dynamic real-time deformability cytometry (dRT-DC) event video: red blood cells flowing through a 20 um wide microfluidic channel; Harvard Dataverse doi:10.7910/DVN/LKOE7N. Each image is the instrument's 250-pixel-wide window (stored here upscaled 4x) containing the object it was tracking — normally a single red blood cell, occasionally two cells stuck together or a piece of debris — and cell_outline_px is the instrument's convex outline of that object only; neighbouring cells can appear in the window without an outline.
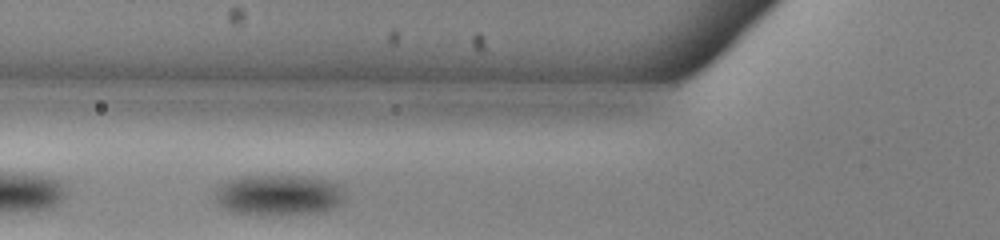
{"species": "common noctule bat (a hibernating species)", "species_latin": "Nyctalus noctula", "temperature_condition": "warm", "stored_images_in_passage": 46, "camera_frame_rate_fps": 3000, "um_per_image_px": 0.085, "animal": {"sex": "male", "body_mass_g": 13.0, "forearm_length_mm": 53.1}, "frame": {"image": 1, "passage_image": 16, "time_ms": 5.0, "image_size_px": [1000, 240], "cell_outline_px": [[344, 200], [340, 204], [324, 212], [236, 212], [224, 208], [216, 200], [220, 188], [224, 184], [232, 180], [244, 176], [296, 176], [324, 180], [336, 184]], "centroid_in_image_um": [23.72, 16.55], "position_along_channel_um": 102.1, "area_um2": 28.73}}
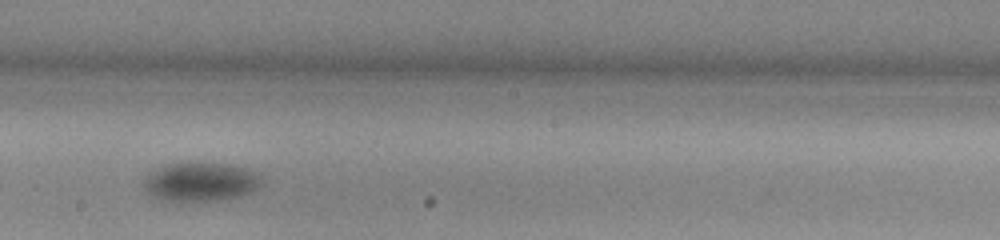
{"frame": {"image": 2, "passage_image": 26, "time_ms": 8.333, "image_size_px": [1000, 240], "cell_outline_px": [[264, 184], [240, 196], [216, 200], [164, 200], [148, 192], [144, 188], [144, 184], [148, 176], [160, 168], [168, 164], [192, 160], [224, 164], [248, 168], [260, 176], [264, 180]], "centroid_in_image_um": [17.12, 15.41], "position_along_channel_um": 231.1, "area_um2": 26.47}}
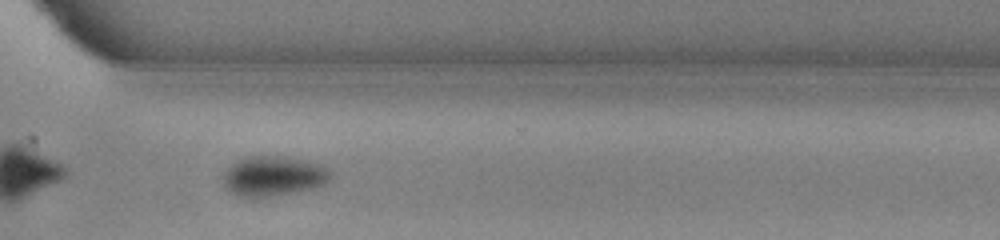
{"frame": {"image": 3, "passage_image": 35, "time_ms": 11.333, "image_size_px": [1000, 240], "cell_outline_px": [[332, 176], [324, 184], [312, 188], [292, 192], [268, 196], [240, 196], [232, 192], [224, 184], [224, 172], [236, 160], [244, 156], [284, 156], [320, 164], [328, 168], [332, 172]], "centroid_in_image_um": [23.25, 14.93], "position_along_channel_um": 347.3, "area_um2": 24.62}, "authors_computed_cell_mechanics": {"area_um2": 28.3509, "velocity_mm_per_s": 3.8694, "shape_relaxation_time_tau1_ms": 1.5463, "shape_relaxation_time_tau2_ms": null, "deformation_change_tau1": 0.0749, "deformation_change_tau2": null}}